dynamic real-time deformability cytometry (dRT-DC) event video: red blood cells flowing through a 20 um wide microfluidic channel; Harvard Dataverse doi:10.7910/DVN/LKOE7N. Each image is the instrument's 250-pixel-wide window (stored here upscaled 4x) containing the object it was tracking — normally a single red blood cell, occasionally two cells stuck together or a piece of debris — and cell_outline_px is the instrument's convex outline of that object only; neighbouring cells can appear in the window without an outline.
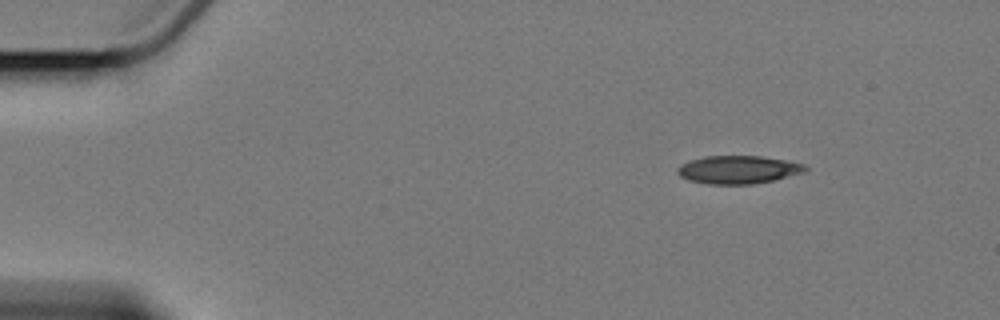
{"species": "Egyptian fruit bat (a non-hibernating species)", "species_latin": "Rousettus aegyptiacus", "temperature_condition": "cold", "stored_images_in_passage": 4, "camera_frame_rate_fps": 3000, "um_per_image_px": 0.085, "animal": {"sex": "female"}, "frame": {"image": 1, "passage_image": 1, "time_ms": 0.0, "image_size_px": [1000, 320], "cell_outline_px": [[808, 168], [804, 172], [776, 180], [752, 184], [708, 184], [688, 180], [680, 176], [676, 172], [676, 168], [680, 164], [704, 156], [760, 156], [788, 160], [804, 164]], "centroid_in_image_um": [62.75, 14.42], "position_along_channel_um": 22.3, "area_um2": 21.04}}
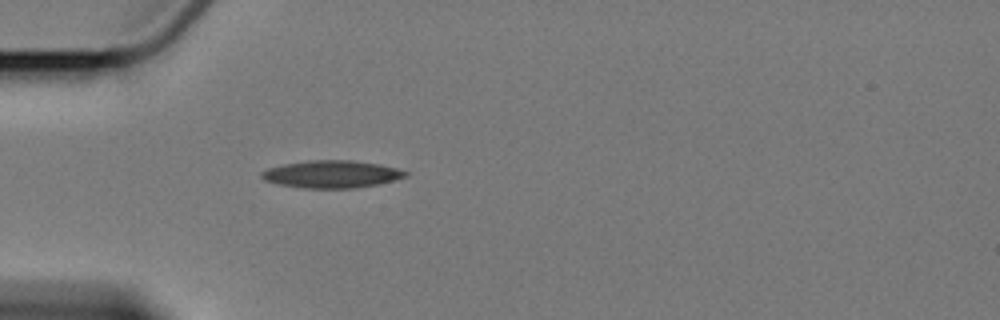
{"frame": {"image": 2, "passage_image": 4, "time_ms": 3.333, "image_size_px": [1000, 320], "cell_outline_px": [[408, 176], [376, 184], [356, 188], [304, 188], [280, 184], [264, 180], [260, 176], [260, 172], [268, 168], [284, 164], [308, 160], [352, 160], [380, 164], [396, 168], [408, 172]], "centroid_in_image_um": [28.17, 14.8], "position_along_channel_um": 56.8, "area_um2": 22.89}}